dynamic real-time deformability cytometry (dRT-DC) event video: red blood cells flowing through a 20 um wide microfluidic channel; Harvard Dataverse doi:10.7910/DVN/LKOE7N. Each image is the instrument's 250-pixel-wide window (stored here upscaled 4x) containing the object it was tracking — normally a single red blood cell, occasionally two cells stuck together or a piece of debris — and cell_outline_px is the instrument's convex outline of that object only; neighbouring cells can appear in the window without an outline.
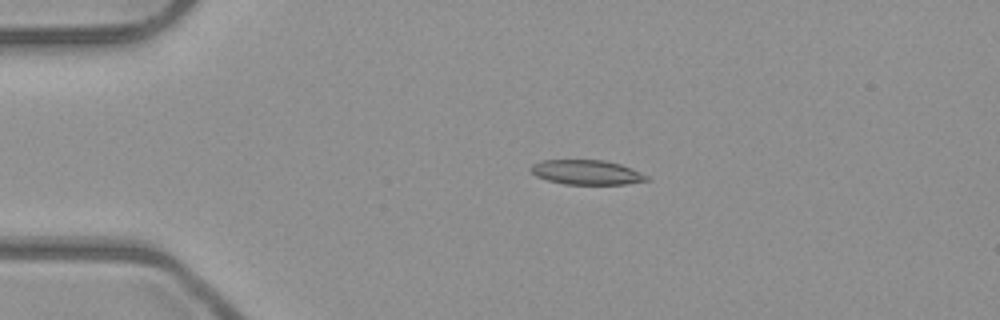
{"species": "common noctule bat (a hibernating species)", "species_latin": "Nyctalus noctula", "temperature_condition": "room temperature", "stored_images_in_passage": 5, "camera_frame_rate_fps": 3000, "um_per_image_px": 0.085, "animal": {"sex": "male", "body_mass_g": 23.1, "forearm_length_mm": 52.7}, "frame": {"image": 1, "passage_image": 4, "time_ms": 1.0, "image_size_px": [1000, 320], "cell_outline_px": [[648, 180], [624, 184], [564, 184], [548, 180], [536, 176], [528, 168], [532, 164], [544, 160], [604, 160], [620, 164], [632, 168], [648, 176]], "centroid_in_image_um": [49.84, 14.64], "position_along_channel_um": 35.2, "area_um2": 16.53}}